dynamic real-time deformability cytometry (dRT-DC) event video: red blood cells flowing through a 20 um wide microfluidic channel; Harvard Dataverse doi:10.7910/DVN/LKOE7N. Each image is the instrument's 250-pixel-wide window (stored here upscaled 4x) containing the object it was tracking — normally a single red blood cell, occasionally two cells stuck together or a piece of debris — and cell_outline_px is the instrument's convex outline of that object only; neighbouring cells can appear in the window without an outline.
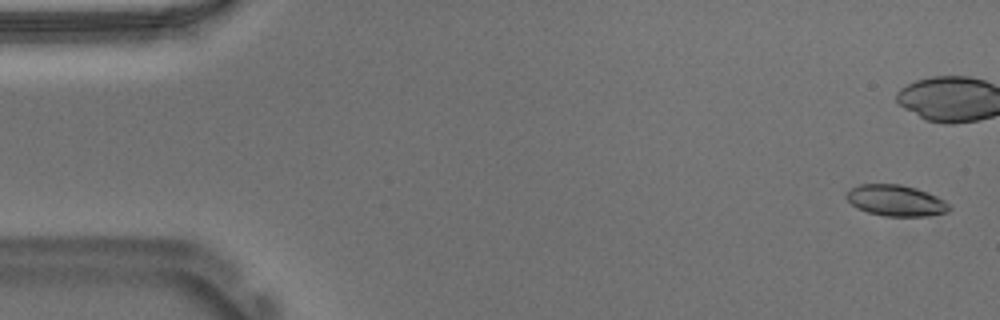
{"species": "Egyptian fruit bat (a non-hibernating species)", "species_latin": "Rousettus aegyptiacus", "temperature_condition": "warm", "stored_images_in_passage": 54, "camera_frame_rate_fps": 3000, "um_per_image_px": 0.085, "animal": {"sex": "male"}, "frame": {"image": 1, "passage_image": 1, "time_ms": 0.0, "image_size_px": [1000, 320], "cell_outline_px": [[952, 208], [948, 212], [928, 216], [884, 216], [868, 212], [856, 208], [844, 196], [852, 188], [860, 184], [900, 184], [916, 188], [936, 196], [944, 200]], "centroid_in_image_um": [76.15, 17.05], "position_along_channel_um": 8.8, "area_um2": 18.61}, "authors_computed_cell_mechanics": {"area_um2": 19.7098, "velocity_mm_per_s": 3.7184, "shape_relaxation_time_tau1_ms": 4.6312, "shape_relaxation_time_tau2_ms": 0.8995, "deformation_change_tau1": 0.157, "deformation_change_tau2": 0.0544}}